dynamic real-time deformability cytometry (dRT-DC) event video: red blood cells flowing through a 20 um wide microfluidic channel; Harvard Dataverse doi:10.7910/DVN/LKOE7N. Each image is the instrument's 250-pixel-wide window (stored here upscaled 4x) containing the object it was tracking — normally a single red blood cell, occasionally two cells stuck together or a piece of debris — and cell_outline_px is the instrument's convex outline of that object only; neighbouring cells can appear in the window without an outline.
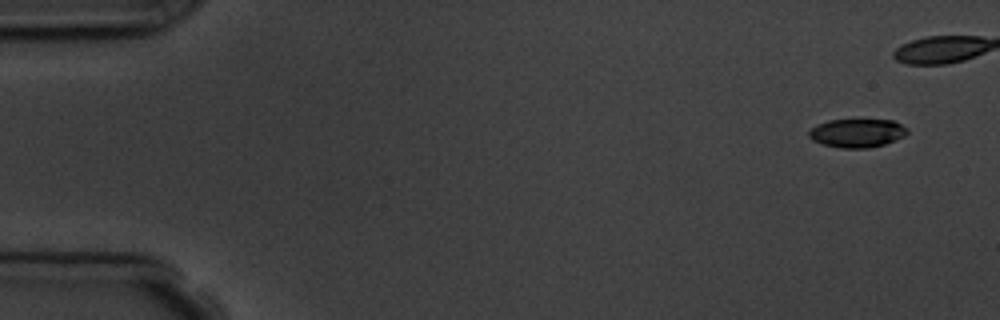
{"species": "common noctule bat (a hibernating species)", "species_latin": "Nyctalus noctula", "temperature_condition": "room temperature", "stored_images_in_passage": 7, "camera_frame_rate_fps": 3000, "um_per_image_px": 0.085, "animal": {"sex": "male", "body_mass_g": 19.5, "forearm_length_mm": 54.6}, "frame": {"image": 1, "passage_image": 1, "time_ms": 0.0, "image_size_px": [1000, 320], "cell_outline_px": [[908, 132], [904, 136], [896, 140], [884, 144], [868, 148], [840, 148], [824, 144], [812, 140], [808, 136], [808, 132], [816, 124], [828, 120], [892, 120], [908, 128]], "centroid_in_image_um": [72.84, 11.31], "position_along_channel_um": 12.2, "area_um2": 16.36}}